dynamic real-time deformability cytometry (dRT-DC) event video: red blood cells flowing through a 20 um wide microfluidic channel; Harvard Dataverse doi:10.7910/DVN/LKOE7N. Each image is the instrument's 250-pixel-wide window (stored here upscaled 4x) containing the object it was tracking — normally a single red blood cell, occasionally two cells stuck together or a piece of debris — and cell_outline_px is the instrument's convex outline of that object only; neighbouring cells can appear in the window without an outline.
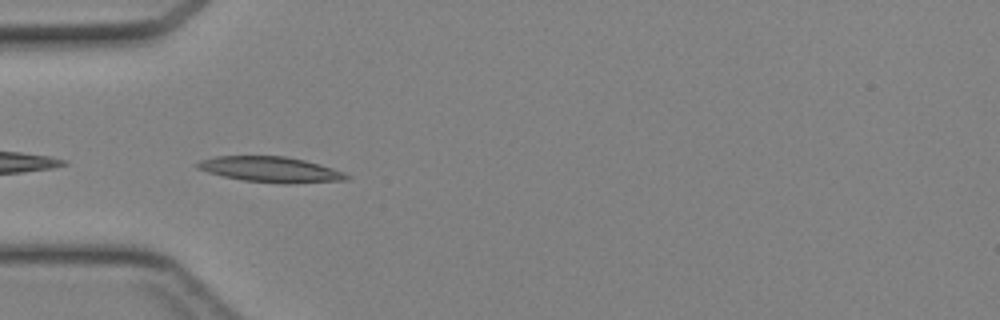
{"species": "Egyptian fruit bat (a non-hibernating species)", "species_latin": "Rousettus aegyptiacus", "temperature_condition": "cold", "stored_images_in_passage": 5, "camera_frame_rate_fps": 3000, "um_per_image_px": 0.085, "animal": {"sex": "female"}, "frame": {"image": 1, "passage_image": 1, "time_ms": 0.0, "image_size_px": [1000, 320], "cell_outline_px": [[352, 176], [348, 180], [288, 184], [284, 184], [244, 180], [224, 176], [208, 172], [196, 168], [196, 164], [200, 160], [216, 156], [284, 156], [304, 160], [320, 164], [344, 172]], "centroid_in_image_um": [23.04, 14.41], "position_along_channel_um": 62.0, "area_um2": 22.2}}